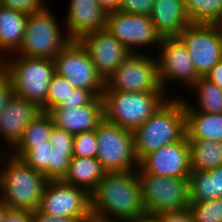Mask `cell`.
<instances>
[{
    "label": "cell",
    "mask_w": 222,
    "mask_h": 222,
    "mask_svg": "<svg viewBox=\"0 0 222 222\" xmlns=\"http://www.w3.org/2000/svg\"><path fill=\"white\" fill-rule=\"evenodd\" d=\"M91 209L92 217L105 221L135 222L147 218L137 170L106 172L91 193Z\"/></svg>",
    "instance_id": "1"
},
{
    "label": "cell",
    "mask_w": 222,
    "mask_h": 222,
    "mask_svg": "<svg viewBox=\"0 0 222 222\" xmlns=\"http://www.w3.org/2000/svg\"><path fill=\"white\" fill-rule=\"evenodd\" d=\"M174 98L168 97L146 122L133 131L135 154L139 162L147 154L186 136L183 97Z\"/></svg>",
    "instance_id": "2"
},
{
    "label": "cell",
    "mask_w": 222,
    "mask_h": 222,
    "mask_svg": "<svg viewBox=\"0 0 222 222\" xmlns=\"http://www.w3.org/2000/svg\"><path fill=\"white\" fill-rule=\"evenodd\" d=\"M0 159V200L13 209L34 211L39 208L48 179L12 154Z\"/></svg>",
    "instance_id": "3"
},
{
    "label": "cell",
    "mask_w": 222,
    "mask_h": 222,
    "mask_svg": "<svg viewBox=\"0 0 222 222\" xmlns=\"http://www.w3.org/2000/svg\"><path fill=\"white\" fill-rule=\"evenodd\" d=\"M166 95V92L103 91L104 120L133 132L164 104Z\"/></svg>",
    "instance_id": "4"
},
{
    "label": "cell",
    "mask_w": 222,
    "mask_h": 222,
    "mask_svg": "<svg viewBox=\"0 0 222 222\" xmlns=\"http://www.w3.org/2000/svg\"><path fill=\"white\" fill-rule=\"evenodd\" d=\"M4 72L11 81L14 95L47 112L49 82L55 73L53 59L15 56L12 60H4Z\"/></svg>",
    "instance_id": "5"
},
{
    "label": "cell",
    "mask_w": 222,
    "mask_h": 222,
    "mask_svg": "<svg viewBox=\"0 0 222 222\" xmlns=\"http://www.w3.org/2000/svg\"><path fill=\"white\" fill-rule=\"evenodd\" d=\"M47 7L27 17L26 31L16 56L54 59L71 41Z\"/></svg>",
    "instance_id": "6"
},
{
    "label": "cell",
    "mask_w": 222,
    "mask_h": 222,
    "mask_svg": "<svg viewBox=\"0 0 222 222\" xmlns=\"http://www.w3.org/2000/svg\"><path fill=\"white\" fill-rule=\"evenodd\" d=\"M142 200L148 217L189 208L188 178L155 176L137 169Z\"/></svg>",
    "instance_id": "7"
},
{
    "label": "cell",
    "mask_w": 222,
    "mask_h": 222,
    "mask_svg": "<svg viewBox=\"0 0 222 222\" xmlns=\"http://www.w3.org/2000/svg\"><path fill=\"white\" fill-rule=\"evenodd\" d=\"M97 159L106 172H130L139 168L133 132L103 120L96 129Z\"/></svg>",
    "instance_id": "8"
},
{
    "label": "cell",
    "mask_w": 222,
    "mask_h": 222,
    "mask_svg": "<svg viewBox=\"0 0 222 222\" xmlns=\"http://www.w3.org/2000/svg\"><path fill=\"white\" fill-rule=\"evenodd\" d=\"M131 53L105 81L104 91L165 92L160 85L157 58Z\"/></svg>",
    "instance_id": "9"
},
{
    "label": "cell",
    "mask_w": 222,
    "mask_h": 222,
    "mask_svg": "<svg viewBox=\"0 0 222 222\" xmlns=\"http://www.w3.org/2000/svg\"><path fill=\"white\" fill-rule=\"evenodd\" d=\"M53 60L55 73L66 77L74 88L90 90L96 97L102 96L105 80L78 40H71Z\"/></svg>",
    "instance_id": "10"
},
{
    "label": "cell",
    "mask_w": 222,
    "mask_h": 222,
    "mask_svg": "<svg viewBox=\"0 0 222 222\" xmlns=\"http://www.w3.org/2000/svg\"><path fill=\"white\" fill-rule=\"evenodd\" d=\"M38 210L52 216H67L85 222L92 217L91 194L61 180H48Z\"/></svg>",
    "instance_id": "11"
},
{
    "label": "cell",
    "mask_w": 222,
    "mask_h": 222,
    "mask_svg": "<svg viewBox=\"0 0 222 222\" xmlns=\"http://www.w3.org/2000/svg\"><path fill=\"white\" fill-rule=\"evenodd\" d=\"M177 38L185 45L200 77L222 60V31L215 23H190Z\"/></svg>",
    "instance_id": "12"
},
{
    "label": "cell",
    "mask_w": 222,
    "mask_h": 222,
    "mask_svg": "<svg viewBox=\"0 0 222 222\" xmlns=\"http://www.w3.org/2000/svg\"><path fill=\"white\" fill-rule=\"evenodd\" d=\"M105 28L119 41L130 53H139L138 47L155 48L161 43V36L157 33L151 18L147 15L130 14L120 10L107 13Z\"/></svg>",
    "instance_id": "13"
},
{
    "label": "cell",
    "mask_w": 222,
    "mask_h": 222,
    "mask_svg": "<svg viewBox=\"0 0 222 222\" xmlns=\"http://www.w3.org/2000/svg\"><path fill=\"white\" fill-rule=\"evenodd\" d=\"M158 48V76L165 92L167 83H172L170 81H181L191 88L199 80L191 57L178 38H162Z\"/></svg>",
    "instance_id": "14"
},
{
    "label": "cell",
    "mask_w": 222,
    "mask_h": 222,
    "mask_svg": "<svg viewBox=\"0 0 222 222\" xmlns=\"http://www.w3.org/2000/svg\"><path fill=\"white\" fill-rule=\"evenodd\" d=\"M139 168L155 176L189 178L190 144L187 136L147 154L139 162Z\"/></svg>",
    "instance_id": "15"
},
{
    "label": "cell",
    "mask_w": 222,
    "mask_h": 222,
    "mask_svg": "<svg viewBox=\"0 0 222 222\" xmlns=\"http://www.w3.org/2000/svg\"><path fill=\"white\" fill-rule=\"evenodd\" d=\"M78 41L105 81L131 54L106 28L90 32Z\"/></svg>",
    "instance_id": "16"
},
{
    "label": "cell",
    "mask_w": 222,
    "mask_h": 222,
    "mask_svg": "<svg viewBox=\"0 0 222 222\" xmlns=\"http://www.w3.org/2000/svg\"><path fill=\"white\" fill-rule=\"evenodd\" d=\"M49 113L54 125L73 136L97 129L104 120L102 97H96L90 104L69 107H54Z\"/></svg>",
    "instance_id": "17"
},
{
    "label": "cell",
    "mask_w": 222,
    "mask_h": 222,
    "mask_svg": "<svg viewBox=\"0 0 222 222\" xmlns=\"http://www.w3.org/2000/svg\"><path fill=\"white\" fill-rule=\"evenodd\" d=\"M69 3L65 26L71 40L105 28L107 12L97 0H70Z\"/></svg>",
    "instance_id": "18"
},
{
    "label": "cell",
    "mask_w": 222,
    "mask_h": 222,
    "mask_svg": "<svg viewBox=\"0 0 222 222\" xmlns=\"http://www.w3.org/2000/svg\"><path fill=\"white\" fill-rule=\"evenodd\" d=\"M41 112L37 104L13 94L0 115V135L14 147L28 124Z\"/></svg>",
    "instance_id": "19"
},
{
    "label": "cell",
    "mask_w": 222,
    "mask_h": 222,
    "mask_svg": "<svg viewBox=\"0 0 222 222\" xmlns=\"http://www.w3.org/2000/svg\"><path fill=\"white\" fill-rule=\"evenodd\" d=\"M149 17L161 38H177L191 23L184 0H154Z\"/></svg>",
    "instance_id": "20"
},
{
    "label": "cell",
    "mask_w": 222,
    "mask_h": 222,
    "mask_svg": "<svg viewBox=\"0 0 222 222\" xmlns=\"http://www.w3.org/2000/svg\"><path fill=\"white\" fill-rule=\"evenodd\" d=\"M28 14L0 5V52L15 54L22 45ZM13 52V53H12ZM0 53V54H1Z\"/></svg>",
    "instance_id": "21"
},
{
    "label": "cell",
    "mask_w": 222,
    "mask_h": 222,
    "mask_svg": "<svg viewBox=\"0 0 222 222\" xmlns=\"http://www.w3.org/2000/svg\"><path fill=\"white\" fill-rule=\"evenodd\" d=\"M106 171L96 157H72L67 174L62 179L65 183L84 188L90 194L97 188Z\"/></svg>",
    "instance_id": "22"
},
{
    "label": "cell",
    "mask_w": 222,
    "mask_h": 222,
    "mask_svg": "<svg viewBox=\"0 0 222 222\" xmlns=\"http://www.w3.org/2000/svg\"><path fill=\"white\" fill-rule=\"evenodd\" d=\"M190 202L222 198V166L208 171H192L188 178Z\"/></svg>",
    "instance_id": "23"
},
{
    "label": "cell",
    "mask_w": 222,
    "mask_h": 222,
    "mask_svg": "<svg viewBox=\"0 0 222 222\" xmlns=\"http://www.w3.org/2000/svg\"><path fill=\"white\" fill-rule=\"evenodd\" d=\"M188 140L222 141V113L185 111Z\"/></svg>",
    "instance_id": "24"
},
{
    "label": "cell",
    "mask_w": 222,
    "mask_h": 222,
    "mask_svg": "<svg viewBox=\"0 0 222 222\" xmlns=\"http://www.w3.org/2000/svg\"><path fill=\"white\" fill-rule=\"evenodd\" d=\"M52 116L49 112L42 111L26 127L21 138L14 146L13 156L21 158L34 145L45 144L49 141L50 133L54 127Z\"/></svg>",
    "instance_id": "25"
},
{
    "label": "cell",
    "mask_w": 222,
    "mask_h": 222,
    "mask_svg": "<svg viewBox=\"0 0 222 222\" xmlns=\"http://www.w3.org/2000/svg\"><path fill=\"white\" fill-rule=\"evenodd\" d=\"M192 171H208L222 166V141L188 140Z\"/></svg>",
    "instance_id": "26"
},
{
    "label": "cell",
    "mask_w": 222,
    "mask_h": 222,
    "mask_svg": "<svg viewBox=\"0 0 222 222\" xmlns=\"http://www.w3.org/2000/svg\"><path fill=\"white\" fill-rule=\"evenodd\" d=\"M191 88L194 89V92L197 95V105L195 106V103L192 105L189 100L183 98L185 111H200L212 114L222 113L221 88L209 82L204 77H200Z\"/></svg>",
    "instance_id": "27"
},
{
    "label": "cell",
    "mask_w": 222,
    "mask_h": 222,
    "mask_svg": "<svg viewBox=\"0 0 222 222\" xmlns=\"http://www.w3.org/2000/svg\"><path fill=\"white\" fill-rule=\"evenodd\" d=\"M191 23H217L222 17V0H184Z\"/></svg>",
    "instance_id": "28"
},
{
    "label": "cell",
    "mask_w": 222,
    "mask_h": 222,
    "mask_svg": "<svg viewBox=\"0 0 222 222\" xmlns=\"http://www.w3.org/2000/svg\"><path fill=\"white\" fill-rule=\"evenodd\" d=\"M74 87L66 77L54 73L49 82L47 95V112L54 107H68V97L73 92Z\"/></svg>",
    "instance_id": "29"
},
{
    "label": "cell",
    "mask_w": 222,
    "mask_h": 222,
    "mask_svg": "<svg viewBox=\"0 0 222 222\" xmlns=\"http://www.w3.org/2000/svg\"><path fill=\"white\" fill-rule=\"evenodd\" d=\"M51 143L45 141V144L34 145L28 150L21 159L31 168L45 175L49 180V163L51 162Z\"/></svg>",
    "instance_id": "30"
},
{
    "label": "cell",
    "mask_w": 222,
    "mask_h": 222,
    "mask_svg": "<svg viewBox=\"0 0 222 222\" xmlns=\"http://www.w3.org/2000/svg\"><path fill=\"white\" fill-rule=\"evenodd\" d=\"M189 209L195 222H222V198L201 203L190 202Z\"/></svg>",
    "instance_id": "31"
},
{
    "label": "cell",
    "mask_w": 222,
    "mask_h": 222,
    "mask_svg": "<svg viewBox=\"0 0 222 222\" xmlns=\"http://www.w3.org/2000/svg\"><path fill=\"white\" fill-rule=\"evenodd\" d=\"M96 129L74 136L72 157H97Z\"/></svg>",
    "instance_id": "32"
},
{
    "label": "cell",
    "mask_w": 222,
    "mask_h": 222,
    "mask_svg": "<svg viewBox=\"0 0 222 222\" xmlns=\"http://www.w3.org/2000/svg\"><path fill=\"white\" fill-rule=\"evenodd\" d=\"M70 157L66 151L51 149V162L49 163V180H61L68 172Z\"/></svg>",
    "instance_id": "33"
},
{
    "label": "cell",
    "mask_w": 222,
    "mask_h": 222,
    "mask_svg": "<svg viewBox=\"0 0 222 222\" xmlns=\"http://www.w3.org/2000/svg\"><path fill=\"white\" fill-rule=\"evenodd\" d=\"M49 142L52 148L59 151H66V154L72 158L74 136L71 133L54 126L50 133Z\"/></svg>",
    "instance_id": "34"
},
{
    "label": "cell",
    "mask_w": 222,
    "mask_h": 222,
    "mask_svg": "<svg viewBox=\"0 0 222 222\" xmlns=\"http://www.w3.org/2000/svg\"><path fill=\"white\" fill-rule=\"evenodd\" d=\"M44 0H0V5L26 14L46 9Z\"/></svg>",
    "instance_id": "35"
},
{
    "label": "cell",
    "mask_w": 222,
    "mask_h": 222,
    "mask_svg": "<svg viewBox=\"0 0 222 222\" xmlns=\"http://www.w3.org/2000/svg\"><path fill=\"white\" fill-rule=\"evenodd\" d=\"M153 2L154 0H121L119 10L125 13L149 16Z\"/></svg>",
    "instance_id": "36"
},
{
    "label": "cell",
    "mask_w": 222,
    "mask_h": 222,
    "mask_svg": "<svg viewBox=\"0 0 222 222\" xmlns=\"http://www.w3.org/2000/svg\"><path fill=\"white\" fill-rule=\"evenodd\" d=\"M156 222H195L189 208L180 211L163 212L152 216Z\"/></svg>",
    "instance_id": "37"
},
{
    "label": "cell",
    "mask_w": 222,
    "mask_h": 222,
    "mask_svg": "<svg viewBox=\"0 0 222 222\" xmlns=\"http://www.w3.org/2000/svg\"><path fill=\"white\" fill-rule=\"evenodd\" d=\"M95 98L96 96L90 90L74 88L68 97V107L84 106L90 104Z\"/></svg>",
    "instance_id": "38"
},
{
    "label": "cell",
    "mask_w": 222,
    "mask_h": 222,
    "mask_svg": "<svg viewBox=\"0 0 222 222\" xmlns=\"http://www.w3.org/2000/svg\"><path fill=\"white\" fill-rule=\"evenodd\" d=\"M11 81L8 75L3 72L0 75V115L4 107L8 104L9 99L13 95Z\"/></svg>",
    "instance_id": "39"
},
{
    "label": "cell",
    "mask_w": 222,
    "mask_h": 222,
    "mask_svg": "<svg viewBox=\"0 0 222 222\" xmlns=\"http://www.w3.org/2000/svg\"><path fill=\"white\" fill-rule=\"evenodd\" d=\"M3 222H32V212L28 210L8 208L5 205Z\"/></svg>",
    "instance_id": "40"
},
{
    "label": "cell",
    "mask_w": 222,
    "mask_h": 222,
    "mask_svg": "<svg viewBox=\"0 0 222 222\" xmlns=\"http://www.w3.org/2000/svg\"><path fill=\"white\" fill-rule=\"evenodd\" d=\"M32 222H79L76 218L67 216H52L40 212L38 209L32 211Z\"/></svg>",
    "instance_id": "41"
},
{
    "label": "cell",
    "mask_w": 222,
    "mask_h": 222,
    "mask_svg": "<svg viewBox=\"0 0 222 222\" xmlns=\"http://www.w3.org/2000/svg\"><path fill=\"white\" fill-rule=\"evenodd\" d=\"M222 89V60H220L204 77Z\"/></svg>",
    "instance_id": "42"
},
{
    "label": "cell",
    "mask_w": 222,
    "mask_h": 222,
    "mask_svg": "<svg viewBox=\"0 0 222 222\" xmlns=\"http://www.w3.org/2000/svg\"><path fill=\"white\" fill-rule=\"evenodd\" d=\"M103 9L107 12L118 11L121 6V0H97Z\"/></svg>",
    "instance_id": "43"
},
{
    "label": "cell",
    "mask_w": 222,
    "mask_h": 222,
    "mask_svg": "<svg viewBox=\"0 0 222 222\" xmlns=\"http://www.w3.org/2000/svg\"><path fill=\"white\" fill-rule=\"evenodd\" d=\"M5 204L0 200V222L4 221Z\"/></svg>",
    "instance_id": "44"
},
{
    "label": "cell",
    "mask_w": 222,
    "mask_h": 222,
    "mask_svg": "<svg viewBox=\"0 0 222 222\" xmlns=\"http://www.w3.org/2000/svg\"><path fill=\"white\" fill-rule=\"evenodd\" d=\"M85 222H114V221H105V220H101L96 217H91L90 219L86 220Z\"/></svg>",
    "instance_id": "45"
},
{
    "label": "cell",
    "mask_w": 222,
    "mask_h": 222,
    "mask_svg": "<svg viewBox=\"0 0 222 222\" xmlns=\"http://www.w3.org/2000/svg\"><path fill=\"white\" fill-rule=\"evenodd\" d=\"M4 60L5 57L0 56V75L4 72Z\"/></svg>",
    "instance_id": "46"
},
{
    "label": "cell",
    "mask_w": 222,
    "mask_h": 222,
    "mask_svg": "<svg viewBox=\"0 0 222 222\" xmlns=\"http://www.w3.org/2000/svg\"><path fill=\"white\" fill-rule=\"evenodd\" d=\"M135 222H156L152 217H147L145 219L137 220Z\"/></svg>",
    "instance_id": "47"
},
{
    "label": "cell",
    "mask_w": 222,
    "mask_h": 222,
    "mask_svg": "<svg viewBox=\"0 0 222 222\" xmlns=\"http://www.w3.org/2000/svg\"><path fill=\"white\" fill-rule=\"evenodd\" d=\"M216 24L219 26V29L222 31V17Z\"/></svg>",
    "instance_id": "48"
},
{
    "label": "cell",
    "mask_w": 222,
    "mask_h": 222,
    "mask_svg": "<svg viewBox=\"0 0 222 222\" xmlns=\"http://www.w3.org/2000/svg\"><path fill=\"white\" fill-rule=\"evenodd\" d=\"M3 147L0 146V159L2 157V155L4 154L3 151H5L4 149H2ZM1 168V167H0Z\"/></svg>",
    "instance_id": "49"
}]
</instances>
